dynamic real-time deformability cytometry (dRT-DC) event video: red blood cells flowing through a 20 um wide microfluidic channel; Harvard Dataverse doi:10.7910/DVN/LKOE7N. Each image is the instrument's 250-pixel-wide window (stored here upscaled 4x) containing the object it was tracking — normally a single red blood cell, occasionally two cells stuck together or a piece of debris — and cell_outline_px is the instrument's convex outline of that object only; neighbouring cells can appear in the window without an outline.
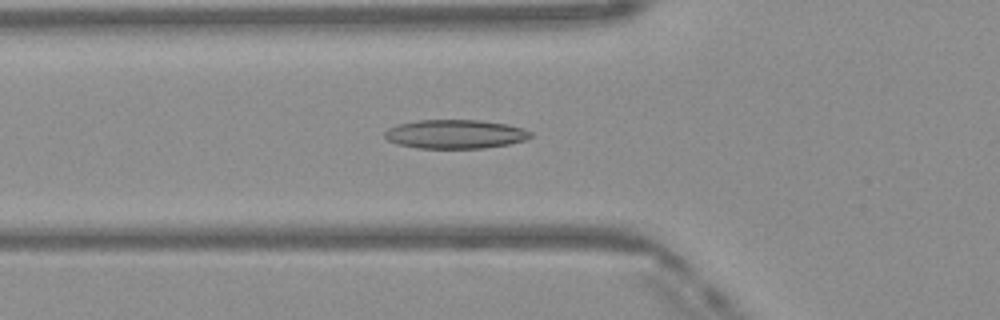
{"species": "Egyptian fruit bat (a non-hibernating species)", "species_latin": "Rousettus aegyptiacus", "temperature_condition": "warm", "stored_images_in_passage": 38, "camera_frame_rate_fps": 3000, "um_per_image_px": 0.085, "frame": {"image": 1, "passage_image": 7, "time_ms": 2.0, "image_size_px": [1000, 320], "cell_outline_px": [[532, 136], [524, 140], [508, 144], [484, 148], [416, 148], [396, 144], [388, 140], [384, 136], [384, 132], [388, 128], [396, 124], [416, 120], [480, 120], [508, 124], [524, 128], [532, 132]], "centroid_in_image_um": [38.68, 11.39], "position_along_channel_um": 87.1, "area_um2": 24.8}}
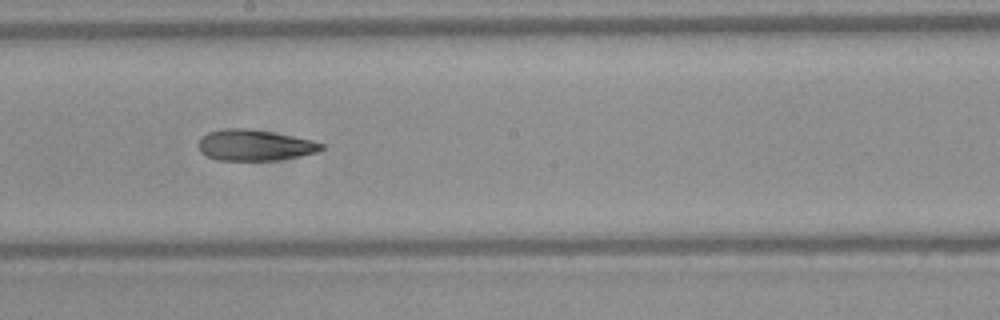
{"frame": {"image": 2, "passage_image": 17, "time_ms": 5.333, "image_size_px": [1000, 320], "cell_outline_px": [[324, 148], [316, 152], [300, 156], [276, 160], [216, 160], [200, 152], [200, 140], [208, 132], [224, 128], [248, 128], [272, 132], [312, 140], [324, 144]], "centroid_in_image_um": [21.66, 12.34], "position_along_channel_um": 226.5, "area_um2": 22.02}}
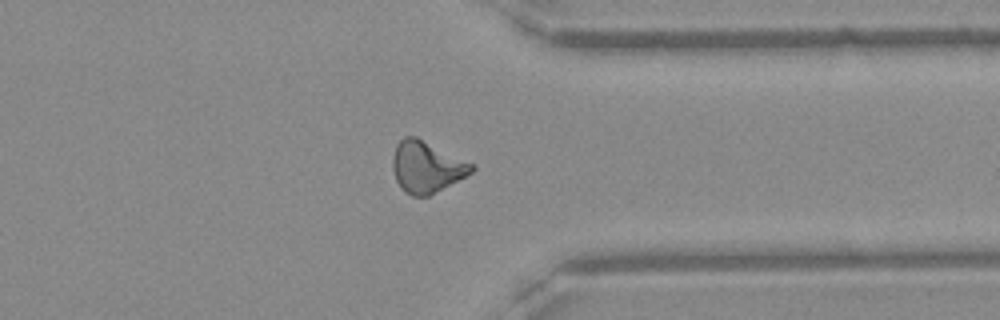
{"frame": {"image": 3, "passage_image": 28, "time_ms": 9.0, "image_size_px": [1000, 320], "cell_outline_px": [[476, 168], [472, 172], [428, 196], [412, 196], [404, 192], [400, 188], [396, 180], [392, 168], [392, 156], [396, 144], [404, 136], [416, 136], [476, 164]], "centroid_in_image_um": [36.24, 14.17], "position_along_channel_um": 375.2, "area_um2": 23.87}, "authors_computed_cell_mechanics": {"area_um2": 22.7154, "velocity_mm_per_s": 4.1479, "shape_relaxation_time_tau1_ms": null, "shape_relaxation_time_tau2_ms": 4.7568, "deformation_change_tau1": null, "deformation_change_tau2": 0.1413}}